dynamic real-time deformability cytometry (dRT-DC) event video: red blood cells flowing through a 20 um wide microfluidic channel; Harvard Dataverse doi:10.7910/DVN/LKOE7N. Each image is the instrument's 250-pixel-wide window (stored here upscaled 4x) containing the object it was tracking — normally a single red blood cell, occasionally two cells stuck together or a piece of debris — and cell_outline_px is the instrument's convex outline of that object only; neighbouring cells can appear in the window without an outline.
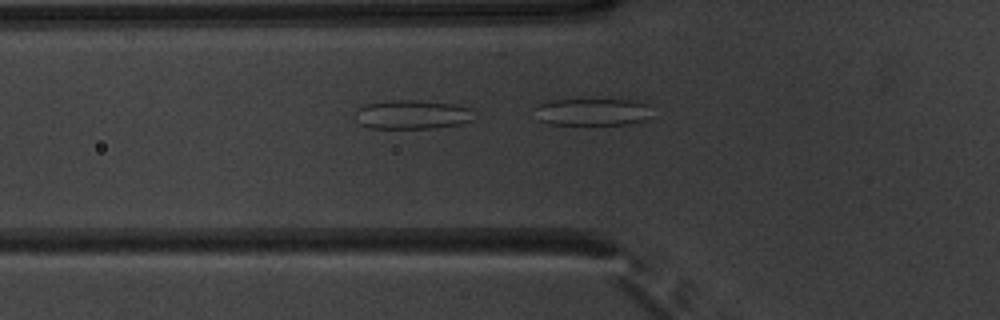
{"species": "common noctule bat (a hibernating species)", "species_latin": "Nyctalus noctula", "temperature_condition": "warm", "stored_images_in_passage": 19, "camera_frame_rate_fps": 3000, "um_per_image_px": 0.085, "animal": {"sex": "male", "body_mass_g": 20.1, "forearm_length_mm": 53.5}, "frame": {"image": 1, "passage_image": 19, "time_ms": 6.0, "image_size_px": [1000, 320], "cell_outline_px": [[652, 116], [644, 120], [628, 124], [548, 124], [536, 120], [532, 108], [548, 100], [632, 100], [648, 104]], "centroid_in_image_um": [50.28, 9.52], "position_along_channel_um": 75.5, "area_um2": 18.79}}